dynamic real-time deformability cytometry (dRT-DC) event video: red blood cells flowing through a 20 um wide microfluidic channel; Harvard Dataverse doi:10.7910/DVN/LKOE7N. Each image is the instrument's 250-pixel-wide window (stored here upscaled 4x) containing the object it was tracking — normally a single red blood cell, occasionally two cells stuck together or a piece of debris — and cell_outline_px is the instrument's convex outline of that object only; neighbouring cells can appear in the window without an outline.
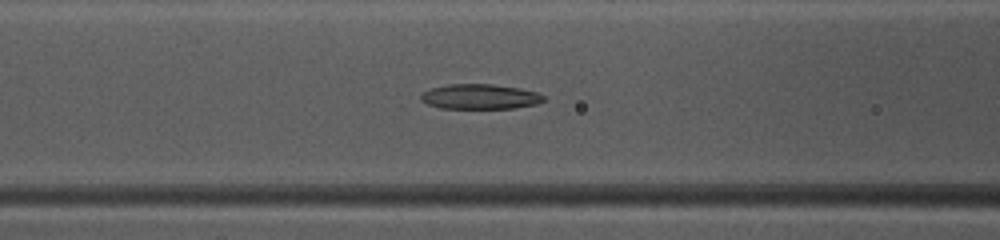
{"species": "common noctule bat (a hibernating species)", "species_latin": "Nyctalus noctula", "temperature_condition": "warm", "stored_images_in_passage": 37, "camera_frame_rate_fps": 3000, "um_per_image_px": 0.085, "animal": {"sex": "female", "body_mass_g": 10.0, "forearm_length_mm": 53.1}, "frame": {"image": 1, "passage_image": 8, "time_ms": 2.333, "image_size_px": [1000, 240], "cell_outline_px": [[544, 100], [536, 104], [516, 108], [440, 108], [428, 104], [420, 100], [420, 96], [424, 92], [432, 88], [448, 84], [492, 84], [520, 88], [536, 92], [544, 96]], "centroid_in_image_um": [40.8, 8.21], "position_along_channel_um": 125.8, "area_um2": 17.8}}
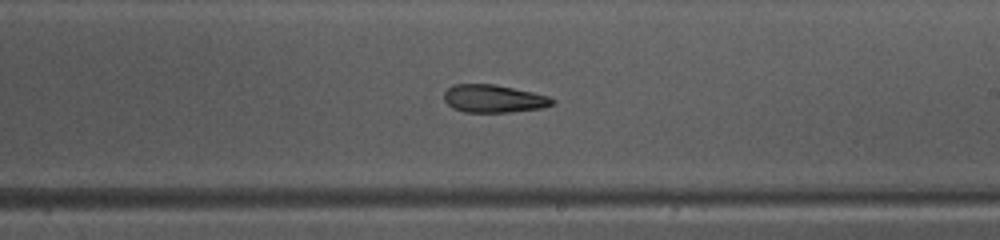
{"frame": {"image": 2, "passage_image": 17, "time_ms": 5.333, "image_size_px": [1000, 240], "cell_outline_px": [[556, 100], [552, 104], [544, 108], [512, 112], [464, 112], [452, 108], [444, 100], [444, 92], [452, 84], [492, 84], [532, 92], [548, 96]], "centroid_in_image_um": [41.95, 8.39], "position_along_channel_um": 247.1, "area_um2": 17.57}}
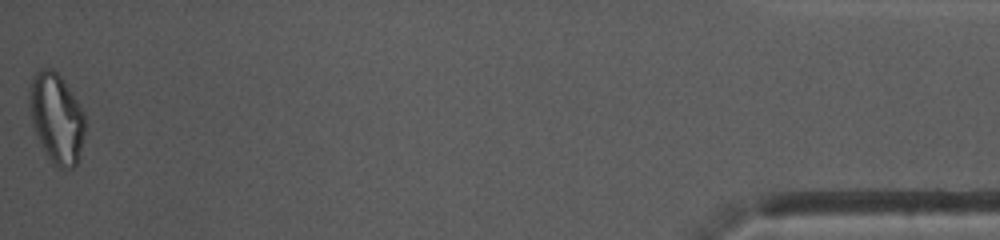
{"frame": {"image": 3, "passage_image": 37, "time_ms": 12.0, "image_size_px": [1000, 240], "cell_outline_px": [[84, 132], [80, 160], [72, 168], [60, 168], [52, 164], [32, 124], [28, 104], [28, 92], [32, 76], [40, 68], [52, 68], [60, 76], [84, 112]], "centroid_in_image_um": [4.79, 10.03], "position_along_channel_um": 430.4, "area_um2": 29.02}, "authors_computed_cell_mechanics": {"area_um2": 18.6116, "velocity_mm_per_s": 4.0353, "shape_relaxation_time_tau1_ms": 9.1077, "shape_relaxation_time_tau2_ms": 4.7809, "deformation_change_tau1": 0.2276, "deformation_change_tau2": 0.1012}}